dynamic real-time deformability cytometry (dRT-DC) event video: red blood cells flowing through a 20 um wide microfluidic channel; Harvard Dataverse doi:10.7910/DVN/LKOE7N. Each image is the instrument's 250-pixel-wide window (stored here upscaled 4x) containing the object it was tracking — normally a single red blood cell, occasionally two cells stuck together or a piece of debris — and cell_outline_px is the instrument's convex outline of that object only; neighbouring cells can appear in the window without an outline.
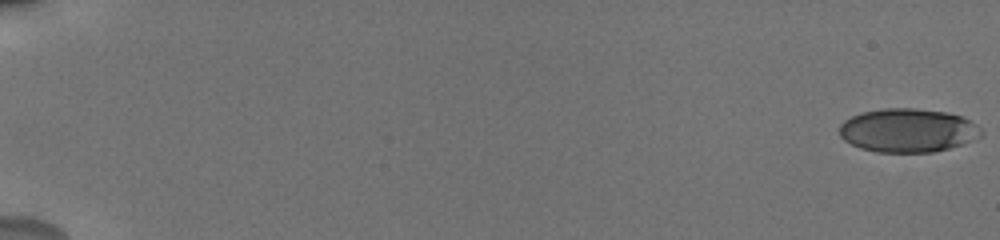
{"species": "human", "species_latin": "Homo sapiens", "temperature_condition": "cold", "stored_images_in_passage": 111, "camera_frame_rate_fps": 3000, "um_per_image_px": 0.085, "donor": {"sex": "male"}, "frame": {"image": 1, "passage_image": 1, "time_ms": 0.0, "image_size_px": [1000, 240], "cell_outline_px": [[984, 132], [980, 136], [960, 144], [948, 148], [932, 152], [876, 152], [860, 148], [844, 140], [840, 136], [840, 124], [844, 120], [860, 112], [884, 108], [916, 108], [948, 112], [960, 116], [968, 120], [980, 128]], "centroid_in_image_um": [77.12, 11.07], "position_along_channel_um": 7.9, "area_um2": 35.95}}
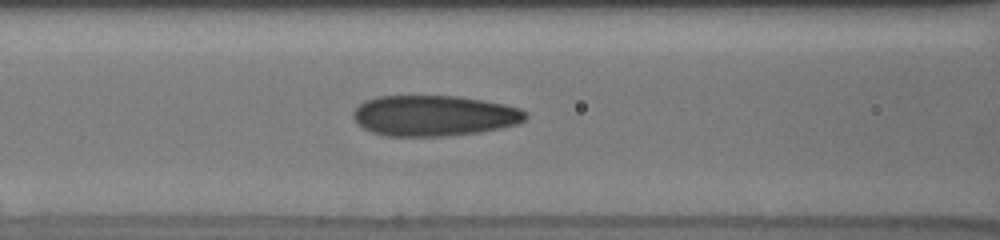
{"frame": {"image": 2, "passage_image": 51, "time_ms": 8.667, "image_size_px": [1000, 240], "cell_outline_px": [[528, 116], [524, 120], [516, 124], [500, 128], [480, 132], [444, 136], [384, 136], [372, 132], [356, 124], [352, 116], [352, 112], [364, 100], [376, 96], [456, 96], [504, 104], [520, 108]], "centroid_in_image_um": [36.84, 9.83], "position_along_channel_um": 129.8, "area_um2": 40.92}}
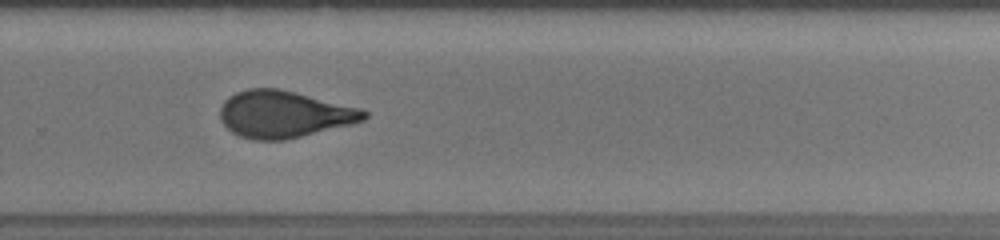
{"frame": {"image": 3, "passage_image": 73, "time_ms": 13.333, "image_size_px": [1000, 240], "cell_outline_px": [[368, 116], [364, 120], [352, 124], [284, 140], [256, 140], [240, 136], [232, 132], [220, 120], [220, 108], [224, 100], [228, 96], [236, 92], [248, 88], [280, 88], [364, 108], [368, 112]], "centroid_in_image_um": [24.16, 9.69], "position_along_channel_um": 305.6, "area_um2": 39.71}, "authors_computed_cell_mechanics": {"area_um2": 38.437, "velocity_mm_per_s": 3.789, "shape_relaxation_time_tau1_ms": 5.5084, "shape_relaxation_time_tau2_ms": 1.0186, "deformation_change_tau1": 0.193, "deformation_change_tau2": 0.0828}}